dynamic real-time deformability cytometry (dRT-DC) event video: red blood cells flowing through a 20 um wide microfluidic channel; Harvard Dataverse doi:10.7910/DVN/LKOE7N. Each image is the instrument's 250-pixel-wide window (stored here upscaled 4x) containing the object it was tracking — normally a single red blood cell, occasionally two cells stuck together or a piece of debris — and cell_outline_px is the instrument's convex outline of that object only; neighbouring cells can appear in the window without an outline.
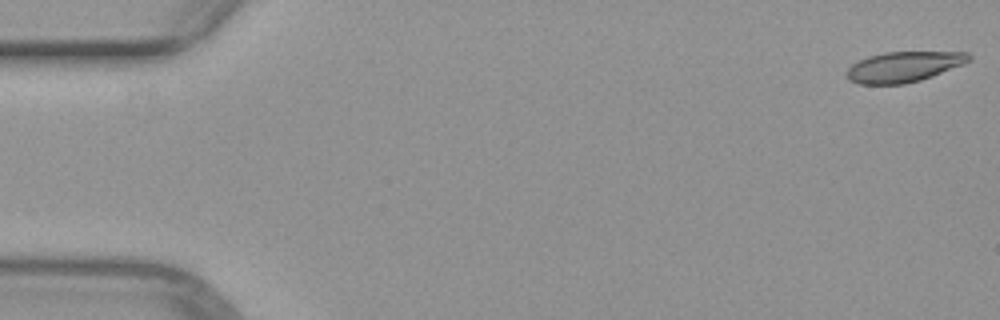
{"species": "common noctule bat (a hibernating species)", "species_latin": "Nyctalus noctula", "temperature_condition": "warm", "stored_images_in_passage": 9, "camera_frame_rate_fps": 3000, "um_per_image_px": 0.085, "animal": {"sex": "female", "body_mass_g": 29.2, "forearm_length_mm": 56.3}, "frame": {"image": 1, "passage_image": 1, "time_ms": 0.0, "image_size_px": [1000, 320], "cell_outline_px": [[972, 60], [964, 64], [932, 76], [920, 80], [904, 84], [860, 84], [848, 80], [848, 68], [852, 64], [868, 56], [884, 52], [968, 52], [972, 56]], "centroid_in_image_um": [76.85, 5.67], "position_along_channel_um": 8.2, "area_um2": 21.62}}